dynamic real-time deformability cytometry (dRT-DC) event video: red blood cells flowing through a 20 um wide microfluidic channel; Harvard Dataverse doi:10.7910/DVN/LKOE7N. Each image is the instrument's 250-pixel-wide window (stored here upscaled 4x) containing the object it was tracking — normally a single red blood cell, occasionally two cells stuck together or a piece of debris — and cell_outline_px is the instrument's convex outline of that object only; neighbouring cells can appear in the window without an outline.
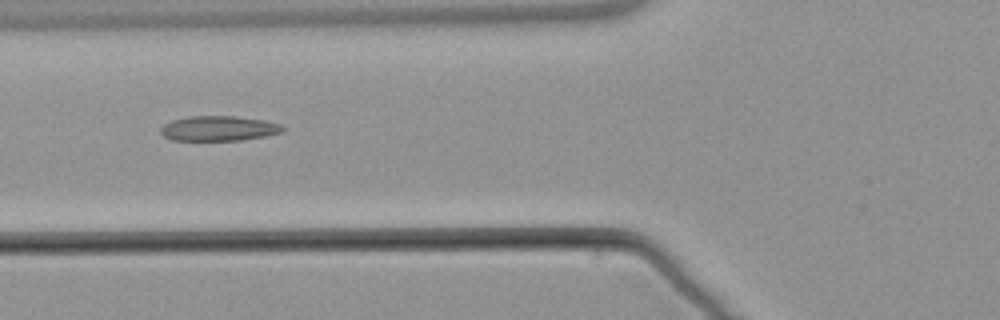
{"species": "common noctule bat (a hibernating species)", "species_latin": "Nyctalus noctula", "temperature_condition": "warm", "stored_images_in_passage": 6, "camera_frame_rate_fps": 3000, "um_per_image_px": 0.085, "animal": {"sex": "male", "body_mass_g": 21.5, "forearm_length_mm": 52.0}, "frame": {"image": 1, "passage_image": 5, "time_ms": 5.667, "image_size_px": [1000, 320], "cell_outline_px": [[284, 132], [244, 140], [172, 140], [164, 136], [160, 132], [160, 128], [164, 124], [172, 120], [188, 116], [236, 116], [264, 120], [280, 124], [284, 128]], "centroid_in_image_um": [18.59, 10.91], "position_along_channel_um": 107.2, "area_um2": 17.8}}